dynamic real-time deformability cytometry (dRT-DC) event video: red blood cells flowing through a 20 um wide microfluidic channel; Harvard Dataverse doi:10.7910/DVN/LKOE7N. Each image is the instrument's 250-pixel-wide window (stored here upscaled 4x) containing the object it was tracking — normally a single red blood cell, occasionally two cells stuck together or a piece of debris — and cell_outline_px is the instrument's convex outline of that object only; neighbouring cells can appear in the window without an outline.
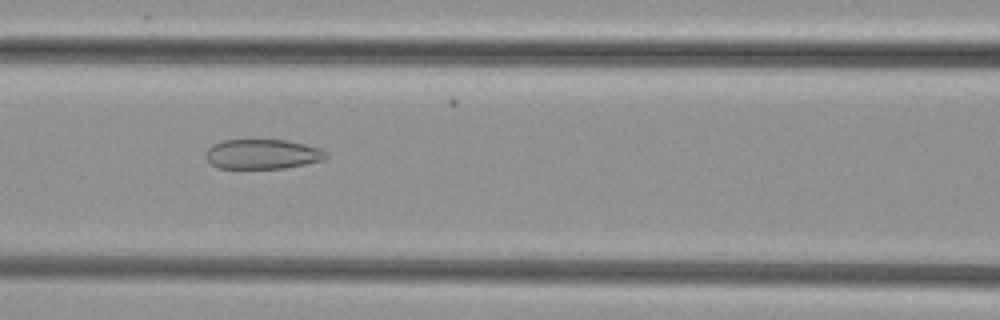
{"species": "common noctule bat (a hibernating species)", "species_latin": "Nyctalus noctula", "temperature_condition": "cold", "stored_images_in_passage": 52, "camera_frame_rate_fps": 3000, "um_per_image_px": 0.085, "animal": {"sex": "female", "body_mass_g": 29.2, "forearm_length_mm": 56.3}, "frame": {"image": 1, "passage_image": 23, "time_ms": 7.333, "image_size_px": [1000, 320], "cell_outline_px": [[328, 156], [324, 160], [284, 168], [220, 168], [212, 164], [204, 156], [208, 148], [212, 144], [220, 140], [288, 140], [320, 148]], "centroid_in_image_um": [22.28, 13.09], "position_along_channel_um": 144.3, "area_um2": 20.81}}
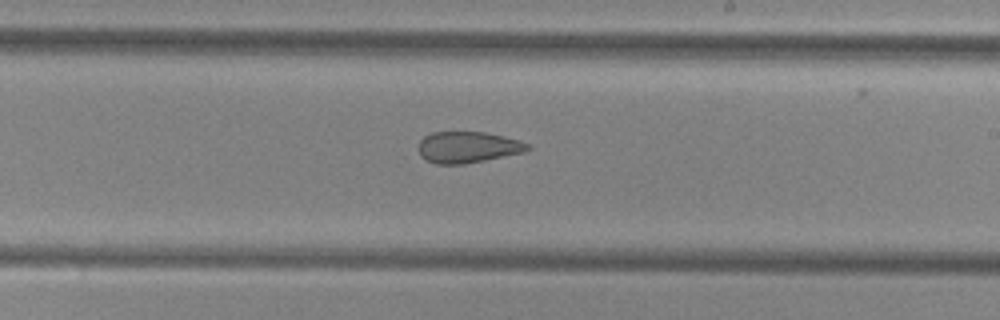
{"frame": {"image": 2, "passage_image": 31, "time_ms": 10.0, "image_size_px": [1000, 320], "cell_outline_px": [[532, 148], [524, 152], [464, 164], [436, 164], [424, 160], [420, 156], [416, 148], [420, 140], [424, 136], [432, 132], [484, 132], [504, 136], [532, 144]], "centroid_in_image_um": [39.73, 12.51], "position_along_channel_um": 249.3, "area_um2": 20.17}}
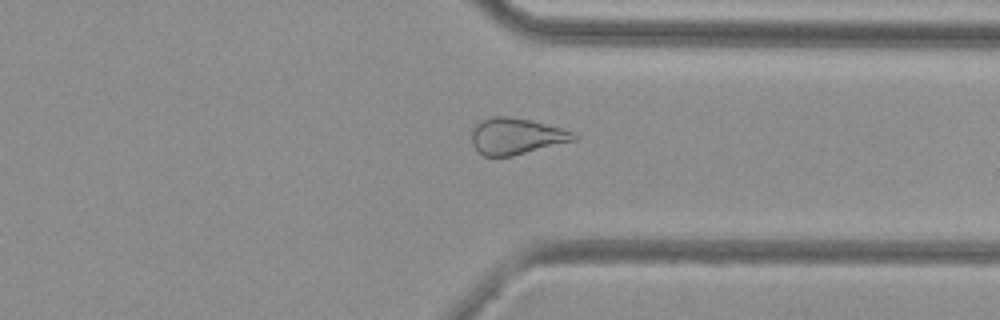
{"frame": {"image": 3, "passage_image": 40, "time_ms": 13.0, "image_size_px": [1000, 320], "cell_outline_px": [[580, 136], [576, 140], [512, 156], [484, 156], [472, 144], [472, 128], [476, 124], [492, 116], [508, 116], [532, 120], [560, 128], [572, 132]], "centroid_in_image_um": [43.89, 11.57], "position_along_channel_um": 367.5, "area_um2": 21.5}}